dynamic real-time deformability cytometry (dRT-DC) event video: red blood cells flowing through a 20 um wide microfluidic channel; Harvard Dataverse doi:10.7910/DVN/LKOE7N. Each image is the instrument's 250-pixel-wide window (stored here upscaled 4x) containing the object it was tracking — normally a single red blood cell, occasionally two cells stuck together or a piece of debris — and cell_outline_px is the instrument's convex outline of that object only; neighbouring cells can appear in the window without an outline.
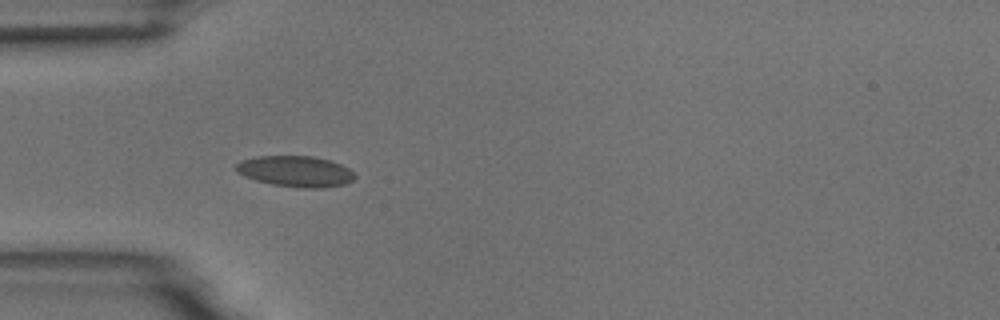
{"species": "common noctule bat (a hibernating species)", "species_latin": "Nyctalus noctula", "temperature_condition": "room temperature", "stored_images_in_passage": 9, "camera_frame_rate_fps": 3000, "um_per_image_px": 0.085, "animal": {"sex": "male", "body_mass_g": 18.8}, "frame": {"image": 1, "passage_image": 4, "time_ms": 3.667, "image_size_px": [1000, 320], "cell_outline_px": [[356, 176], [352, 180], [344, 184], [324, 188], [300, 188], [272, 184], [256, 180], [244, 176], [236, 172], [236, 164], [240, 160], [256, 156], [312, 156], [328, 160], [340, 164], [348, 168]], "centroid_in_image_um": [25.09, 14.56], "position_along_channel_um": 59.9, "area_um2": 21.39}}
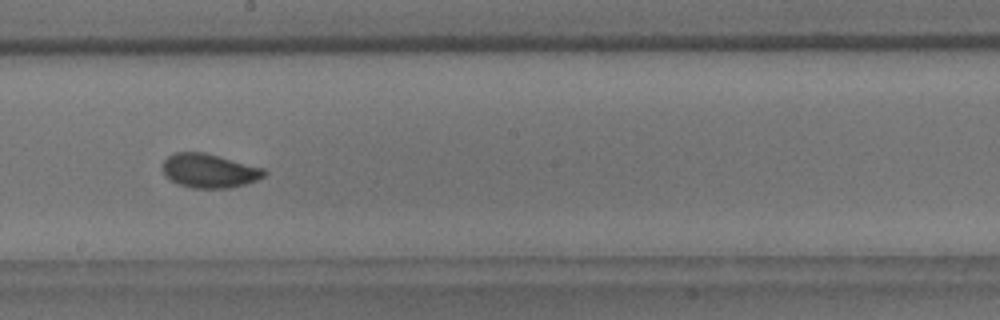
{"frame": {"image": 2, "passage_image": 8, "time_ms": 8.333, "image_size_px": [1000, 320], "cell_outline_px": [[268, 172], [264, 176], [256, 180], [244, 184], [228, 188], [192, 188], [180, 184], [164, 176], [164, 160], [168, 156], [176, 152], [204, 152], [264, 168]], "centroid_in_image_um": [17.8, 14.51], "position_along_channel_um": 230.4, "area_um2": 19.94}}